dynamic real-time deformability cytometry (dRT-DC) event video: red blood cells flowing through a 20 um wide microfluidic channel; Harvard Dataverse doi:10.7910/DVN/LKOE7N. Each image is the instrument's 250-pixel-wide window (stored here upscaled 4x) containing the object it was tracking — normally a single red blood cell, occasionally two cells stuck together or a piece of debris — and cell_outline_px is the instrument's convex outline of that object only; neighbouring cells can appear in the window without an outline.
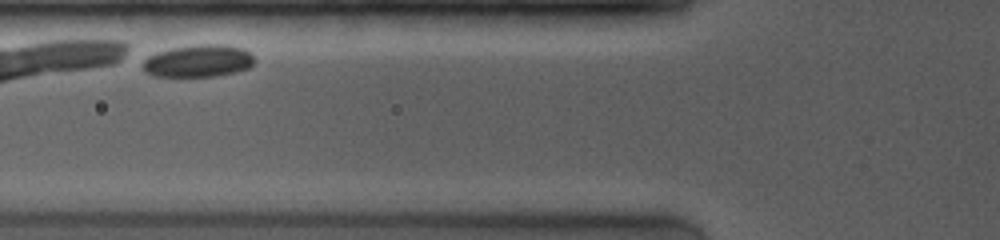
{"species": "common noctule bat (a hibernating species)", "species_latin": "Nyctalus noctula", "temperature_condition": "room temperature", "stored_images_in_passage": 6, "camera_frame_rate_fps": 4000, "um_per_image_px": 0.085, "animal": {"sex": "female", "body_mass_g": 19.0, "forearm_length_mm": 53.3}, "frame": {"image": 1, "passage_image": 6, "time_ms": 1.25, "image_size_px": [1000, 240], "cell_outline_px": [[256, 60], [248, 68], [236, 72], [216, 76], [152, 76], [144, 68], [144, 60], [148, 56], [156, 52], [172, 48], [196, 44], [224, 44], [244, 48]], "centroid_in_image_um": [16.89, 5.17], "position_along_channel_um": 108.9, "area_um2": 20.98}}